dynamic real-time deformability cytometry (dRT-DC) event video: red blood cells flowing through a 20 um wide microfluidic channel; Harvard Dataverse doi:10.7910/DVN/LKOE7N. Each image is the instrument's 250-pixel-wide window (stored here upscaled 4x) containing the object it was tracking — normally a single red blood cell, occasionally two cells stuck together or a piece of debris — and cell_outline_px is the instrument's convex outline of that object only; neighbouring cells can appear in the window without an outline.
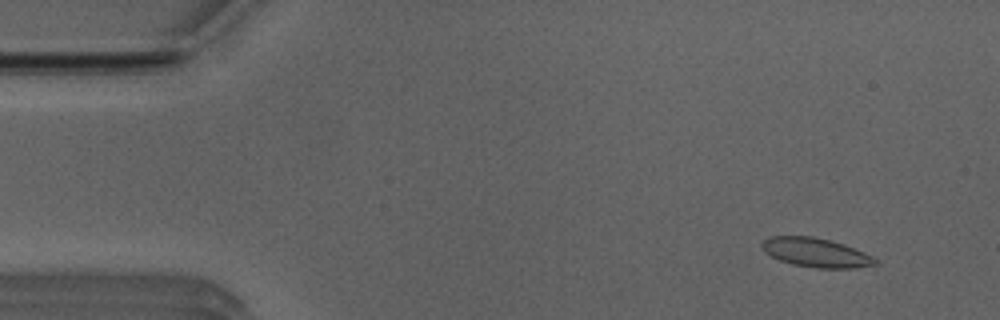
{"species": "Egyptian fruit bat (a non-hibernating species)", "species_latin": "Rousettus aegyptiacus", "temperature_condition": "room temperature", "stored_images_in_passage": 9, "camera_frame_rate_fps": 3000, "um_per_image_px": 0.085, "animal": {"sex": "male"}, "frame": {"image": 1, "passage_image": 5, "time_ms": 1.333, "image_size_px": [1000, 320], "cell_outline_px": [[880, 264], [852, 268], [816, 268], [792, 264], [780, 260], [764, 252], [760, 244], [768, 236], [812, 236], [832, 240], [844, 244], [864, 252], [880, 260]], "centroid_in_image_um": [69.37, 21.46], "position_along_channel_um": 15.6, "area_um2": 19.42}}